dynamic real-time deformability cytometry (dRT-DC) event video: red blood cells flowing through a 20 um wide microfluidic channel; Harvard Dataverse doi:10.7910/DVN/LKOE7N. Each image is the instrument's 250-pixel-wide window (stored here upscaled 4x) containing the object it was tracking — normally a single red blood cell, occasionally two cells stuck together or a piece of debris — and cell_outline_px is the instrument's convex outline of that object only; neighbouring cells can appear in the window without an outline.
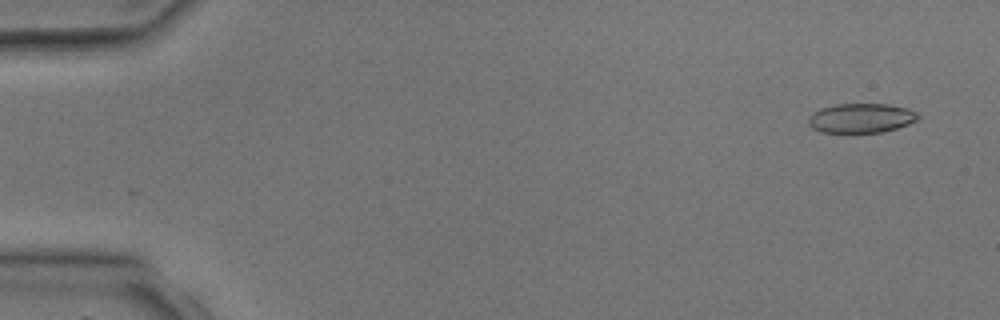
{"species": "common noctule bat (a hibernating species)", "species_latin": "Nyctalus noctula", "temperature_condition": "room temperature", "stored_images_in_passage": 5, "camera_frame_rate_fps": 3000, "um_per_image_px": 0.085, "animal": {"sex": "male", "body_mass_g": 17.9, "forearm_length_mm": 54.2}, "frame": {"image": 1, "passage_image": 1, "time_ms": 0.0, "image_size_px": [1000, 320], "cell_outline_px": [[920, 116], [916, 120], [908, 124], [896, 128], [880, 132], [820, 132], [812, 128], [808, 124], [808, 116], [812, 112], [820, 108], [836, 104], [888, 104], [908, 108], [916, 112]], "centroid_in_image_um": [73.16, 10.03], "position_along_channel_um": 11.8, "area_um2": 18.84}}
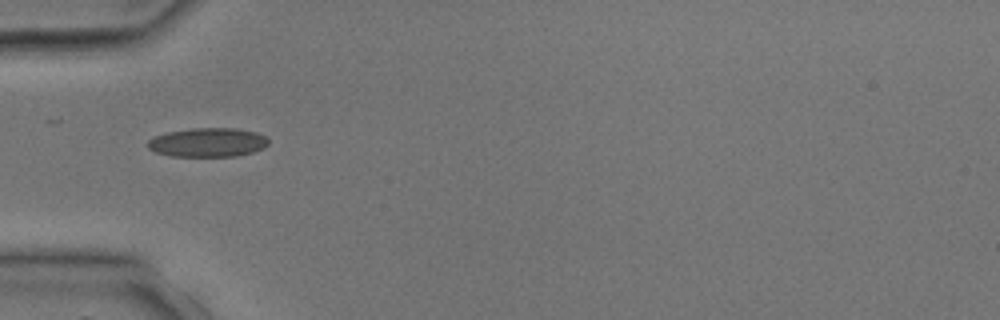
{"frame": {"image": 2, "passage_image": 4, "time_ms": 3.667, "image_size_px": [1000, 320], "cell_outline_px": [[268, 144], [264, 148], [252, 152], [236, 156], [172, 156], [156, 152], [148, 148], [148, 140], [156, 136], [168, 132], [192, 128], [236, 128], [256, 132], [264, 136], [268, 140]], "centroid_in_image_um": [17.68, 12.1], "position_along_channel_um": 67.3, "area_um2": 20.29}}